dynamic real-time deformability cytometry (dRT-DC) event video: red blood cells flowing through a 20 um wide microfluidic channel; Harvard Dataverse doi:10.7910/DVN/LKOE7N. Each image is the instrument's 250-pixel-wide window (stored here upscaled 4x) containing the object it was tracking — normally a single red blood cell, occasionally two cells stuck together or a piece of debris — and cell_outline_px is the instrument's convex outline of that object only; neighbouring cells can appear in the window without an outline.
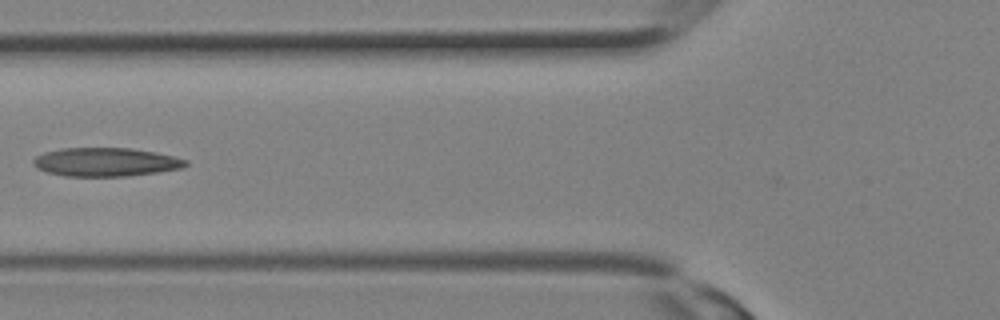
{"species": "Egyptian fruit bat (a non-hibernating species)", "species_latin": "Rousettus aegyptiacus", "temperature_condition": "room temperature", "stored_images_in_passage": 11, "camera_frame_rate_fps": 3000, "um_per_image_px": 0.085, "animal": {"sex": "female"}, "frame": {"image": 1, "passage_image": 10, "time_ms": 3.0, "image_size_px": [1000, 320], "cell_outline_px": [[188, 164], [184, 168], [128, 176], [64, 176], [48, 172], [36, 168], [32, 164], [32, 160], [36, 156], [44, 152], [60, 148], [128, 148], [156, 152], [188, 160]], "centroid_in_image_um": [8.97, 13.77], "position_along_channel_um": 116.8, "area_um2": 25.49}}